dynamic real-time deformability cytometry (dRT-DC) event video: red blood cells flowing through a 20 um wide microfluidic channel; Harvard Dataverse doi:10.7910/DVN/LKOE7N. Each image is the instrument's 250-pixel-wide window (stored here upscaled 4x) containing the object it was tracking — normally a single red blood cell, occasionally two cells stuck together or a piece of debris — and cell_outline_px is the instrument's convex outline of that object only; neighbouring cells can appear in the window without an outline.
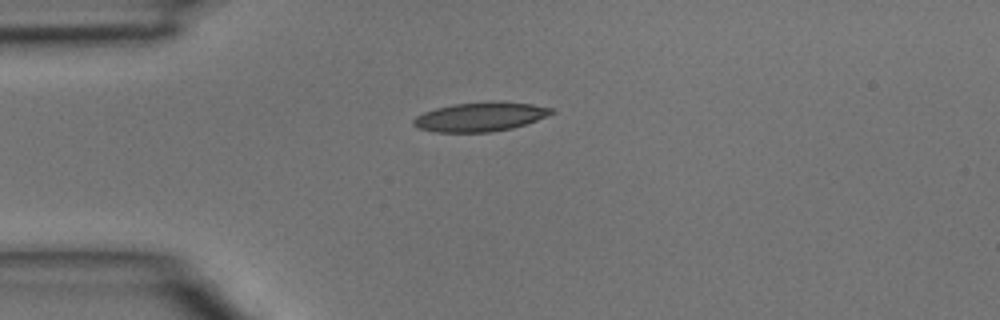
{"species": "common noctule bat (a hibernating species)", "species_latin": "Nyctalus noctula", "temperature_condition": "room temperature", "stored_images_in_passage": 3, "camera_frame_rate_fps": 3000, "um_per_image_px": 0.085, "animal": {"sex": "male", "body_mass_g": 15.6}, "frame": {"image": 1, "passage_image": 1, "time_ms": 0.0, "image_size_px": [1000, 320], "cell_outline_px": [[556, 112], [536, 120], [512, 128], [488, 132], [436, 132], [420, 128], [412, 124], [412, 120], [416, 116], [424, 112], [436, 108], [452, 104], [492, 100], [532, 104], [552, 108]], "centroid_in_image_um": [40.81, 9.91], "position_along_channel_um": 44.2, "area_um2": 23.47}}
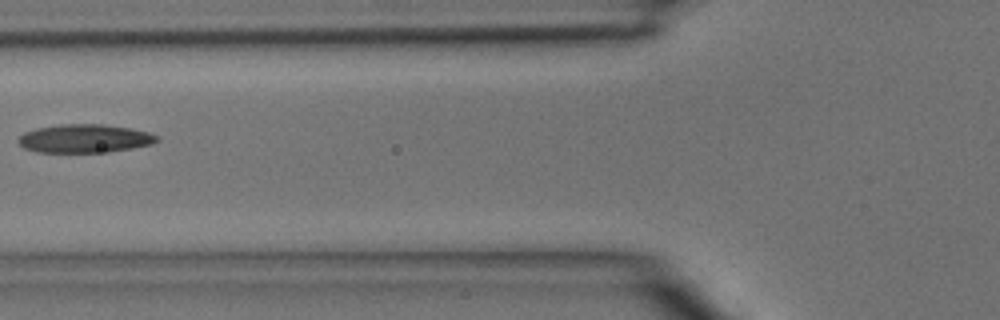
{"frame": {"image": 2, "passage_image": 3, "time_ms": 0.667, "image_size_px": [1000, 320], "cell_outline_px": [[160, 140], [152, 144], [132, 148], [108, 152], [36, 152], [24, 148], [16, 140], [24, 132], [36, 128], [60, 124], [104, 124], [128, 128], [148, 132], [160, 136]], "centroid_in_image_um": [7.2, 11.77], "position_along_channel_um": 118.6, "area_um2": 23.06}}